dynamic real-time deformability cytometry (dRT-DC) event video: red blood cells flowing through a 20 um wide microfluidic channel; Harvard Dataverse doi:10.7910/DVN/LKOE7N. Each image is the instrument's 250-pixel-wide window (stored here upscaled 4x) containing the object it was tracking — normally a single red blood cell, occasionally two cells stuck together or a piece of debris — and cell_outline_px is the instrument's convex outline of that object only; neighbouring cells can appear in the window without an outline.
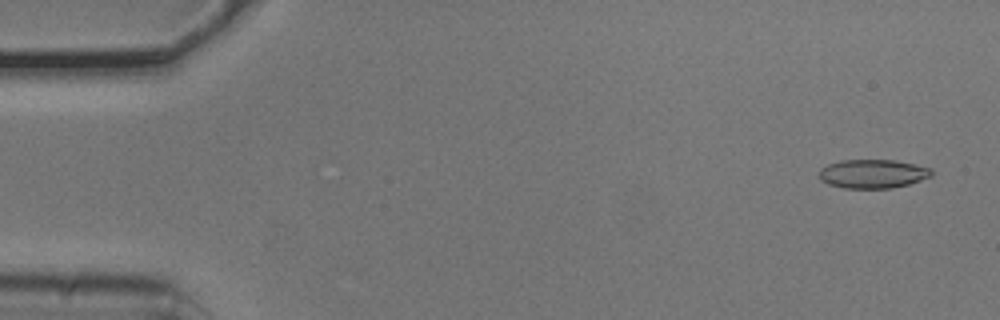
{"species": "common noctule bat (a hibernating species)", "species_latin": "Nyctalus noctula", "temperature_condition": "cold", "stored_images_in_passage": 2, "camera_frame_rate_fps": 3000, "um_per_image_px": 0.085, "animal": {"sex": "male", "body_mass_g": 20.5, "forearm_length_mm": 52.5}, "frame": {"image": 1, "passage_image": 2, "time_ms": 0.333, "image_size_px": [1000, 320], "cell_outline_px": [[932, 176], [908, 184], [892, 188], [844, 188], [828, 184], [820, 180], [820, 168], [828, 164], [840, 160], [896, 160], [932, 168]], "centroid_in_image_um": [74.18, 14.77], "position_along_channel_um": 10.8, "area_um2": 18.9}}